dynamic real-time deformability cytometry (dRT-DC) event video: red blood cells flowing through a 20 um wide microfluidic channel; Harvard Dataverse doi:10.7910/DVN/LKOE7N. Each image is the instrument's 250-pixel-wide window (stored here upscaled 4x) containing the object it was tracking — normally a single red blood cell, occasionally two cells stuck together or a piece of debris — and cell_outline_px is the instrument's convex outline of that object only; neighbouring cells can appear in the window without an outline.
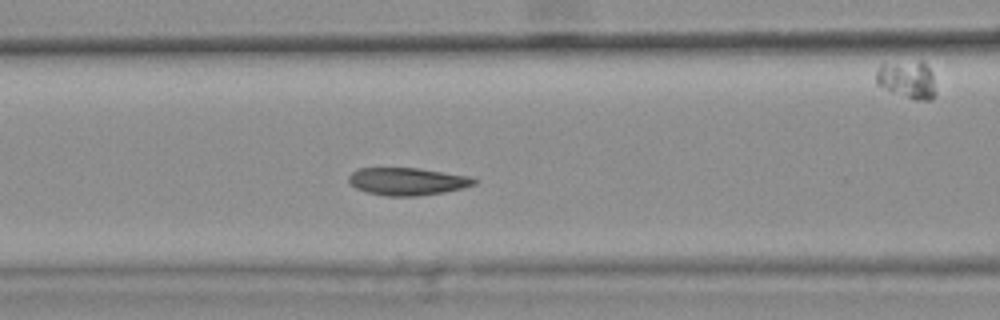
{"species": "common noctule bat (a hibernating species)", "species_latin": "Nyctalus noctula", "temperature_condition": "warm", "stored_images_in_passage": 41, "camera_frame_rate_fps": 3000, "um_per_image_px": 0.085, "animal": {"sex": "female", "body_mass_g": 25.1}, "frame": {"image": 1, "passage_image": 18, "time_ms": 5.667, "image_size_px": [1000, 320], "cell_outline_px": [[476, 184], [444, 192], [416, 196], [384, 196], [368, 192], [356, 188], [348, 180], [348, 176], [352, 172], [360, 168], [420, 168], [472, 176], [476, 180]], "centroid_in_image_um": [34.64, 15.41], "position_along_channel_um": 132.0, "area_um2": 20.11}, "authors_computed_cell_mechanics": {"area_um2": 20.6924, "velocity_mm_per_s": 3.7335, "shape_relaxation_time_tau1_ms": null, "shape_relaxation_time_tau2_ms": 1.7572, "deformation_change_tau1": null, "deformation_change_tau2": 0.0591}}